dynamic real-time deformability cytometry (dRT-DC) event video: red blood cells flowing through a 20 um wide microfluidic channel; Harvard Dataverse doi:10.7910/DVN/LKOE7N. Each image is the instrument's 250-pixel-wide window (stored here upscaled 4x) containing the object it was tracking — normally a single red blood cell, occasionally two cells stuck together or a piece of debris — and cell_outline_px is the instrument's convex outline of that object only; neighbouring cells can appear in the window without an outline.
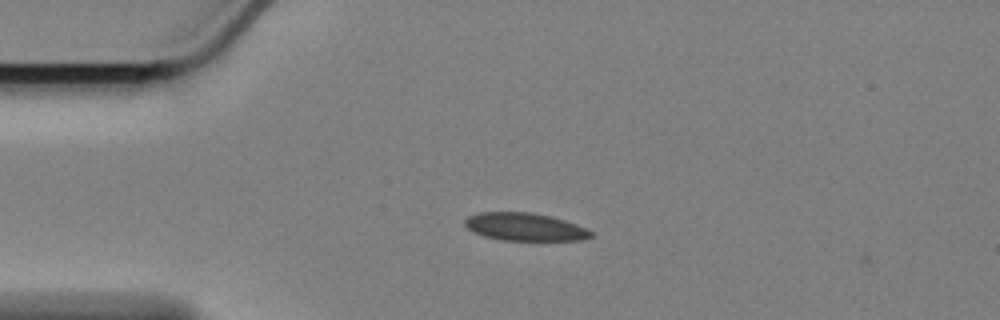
{"species": "Egyptian fruit bat (a non-hibernating species)", "species_latin": "Rousettus aegyptiacus", "temperature_condition": "cold", "stored_images_in_passage": 46, "camera_frame_rate_fps": 3000, "um_per_image_px": 0.085, "animal": {"sex": "female"}, "frame": {"image": 1, "passage_image": 1, "time_ms": 0.0, "image_size_px": [1000, 320], "cell_outline_px": [[592, 236], [584, 240], [500, 240], [484, 236], [472, 232], [464, 224], [464, 220], [468, 216], [480, 212], [532, 212], [564, 220], [576, 224], [592, 232]], "centroid_in_image_um": [44.57, 19.28], "position_along_channel_um": 40.4, "area_um2": 20.35}}
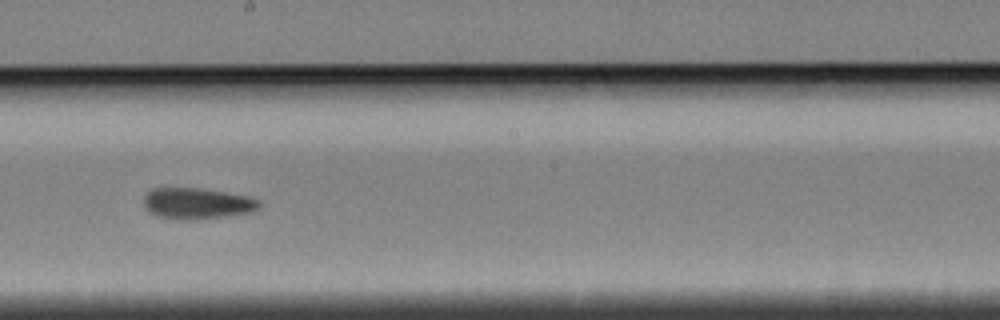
{"frame": {"image": 2, "passage_image": 20, "time_ms": 6.333, "image_size_px": [1000, 320], "cell_outline_px": [[260, 208], [252, 212], [196, 220], [176, 220], [156, 216], [148, 212], [144, 204], [144, 200], [148, 192], [156, 188], [200, 188], [248, 196], [260, 200]], "centroid_in_image_um": [16.76, 17.31], "position_along_channel_um": 231.4, "area_um2": 21.04}}
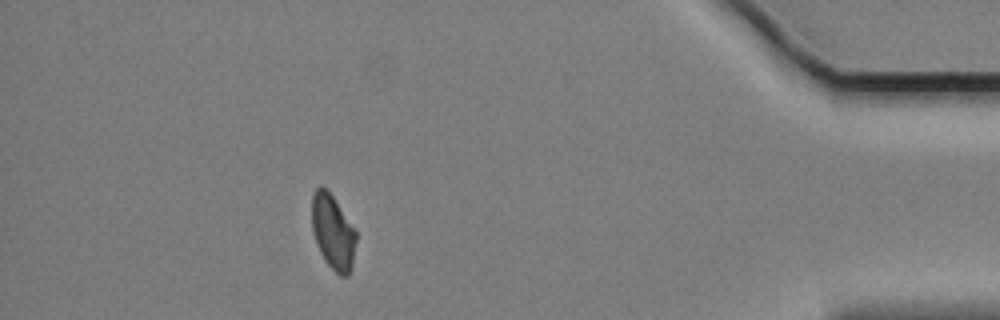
{"frame": {"image": 3, "passage_image": 40, "time_ms": 13.0, "image_size_px": [1000, 320], "cell_outline_px": [[356, 240], [352, 268], [348, 276], [340, 276], [324, 260], [320, 252], [312, 228], [312, 196], [316, 188], [324, 188], [332, 196], [356, 232]], "centroid_in_image_um": [28.3, 19.77], "position_along_channel_um": 406.9, "area_um2": 18.79}}